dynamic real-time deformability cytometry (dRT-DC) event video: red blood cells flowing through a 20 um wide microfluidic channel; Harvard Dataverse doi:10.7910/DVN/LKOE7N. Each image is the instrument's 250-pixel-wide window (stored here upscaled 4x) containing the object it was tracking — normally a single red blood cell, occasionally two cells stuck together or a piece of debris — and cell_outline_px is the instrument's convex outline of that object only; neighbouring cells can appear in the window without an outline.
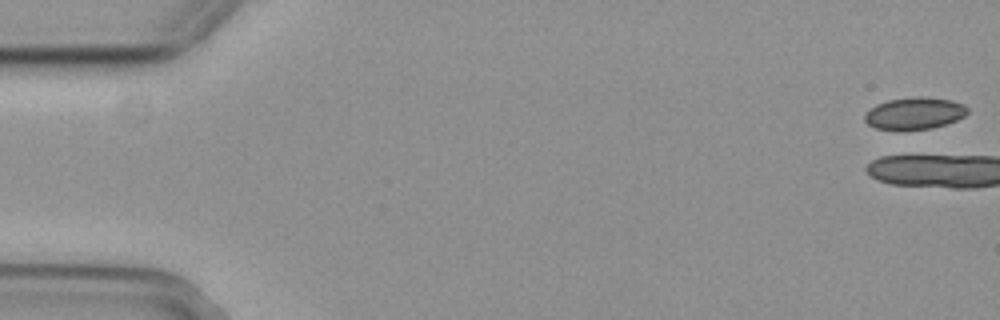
{"species": "common noctule bat (a hibernating species)", "species_latin": "Nyctalus noctula", "temperature_condition": "cold", "stored_images_in_passage": 4, "camera_frame_rate_fps": 3000, "um_per_image_px": 0.085, "animal": {"sex": "female", "body_mass_g": 29.2, "forearm_length_mm": 56.3}, "frame": {"image": 1, "passage_image": 1, "time_ms": 0.0, "image_size_px": [1000, 320], "cell_outline_px": [[968, 112], [964, 116], [956, 120], [932, 128], [876, 128], [868, 124], [864, 120], [864, 116], [876, 104], [888, 100], [916, 96], [920, 96], [952, 100], [964, 104], [968, 108]], "centroid_in_image_um": [77.77, 9.6], "position_along_channel_um": 7.2, "area_um2": 18.67}}